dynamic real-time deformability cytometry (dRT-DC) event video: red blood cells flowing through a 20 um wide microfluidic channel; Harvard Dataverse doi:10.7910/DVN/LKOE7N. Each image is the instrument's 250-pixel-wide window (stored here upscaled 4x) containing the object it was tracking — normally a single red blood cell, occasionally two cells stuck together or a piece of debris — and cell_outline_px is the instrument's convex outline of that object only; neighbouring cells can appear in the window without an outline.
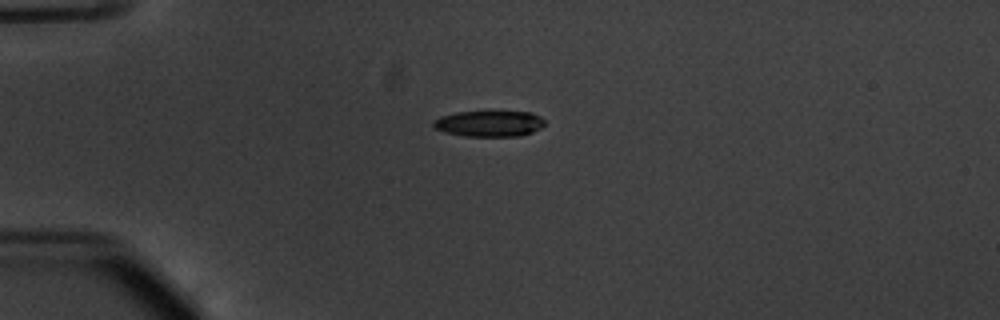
{"species": "common noctule bat (a hibernating species)", "species_latin": "Nyctalus noctula", "temperature_condition": "warm", "stored_images_in_passage": 41, "camera_frame_rate_fps": 3000, "um_per_image_px": 0.085, "animal": {"sex": "male", "body_mass_g": 20.1, "forearm_length_mm": 53.5}, "frame": {"image": 1, "passage_image": 1, "time_ms": 0.0, "image_size_px": [1000, 320], "cell_outline_px": [[544, 124], [540, 128], [532, 132], [520, 136], [464, 136], [444, 132], [436, 128], [432, 124], [432, 120], [440, 116], [456, 112], [532, 112], [540, 116], [544, 120]], "centroid_in_image_um": [41.56, 10.51], "position_along_channel_um": 43.4, "area_um2": 16.82}}
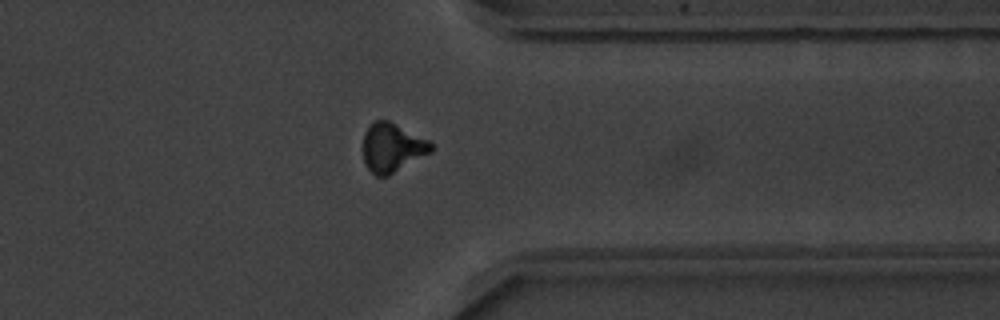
{"frame": {"image": 2, "passage_image": 30, "time_ms": 9.667, "image_size_px": [1000, 320], "cell_outline_px": [[432, 152], [388, 176], [376, 176], [364, 164], [364, 132], [368, 124], [376, 120], [388, 120], [428, 140], [432, 144]], "centroid_in_image_um": [33.32, 12.55], "position_along_channel_um": 378.1, "area_um2": 19.31}}
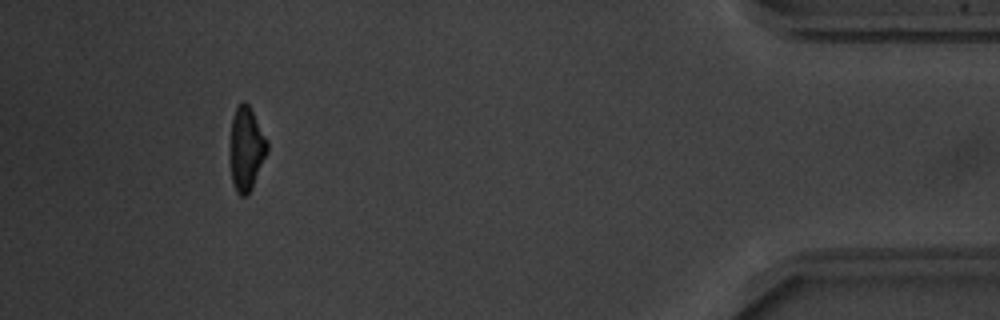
{"frame": {"image": 3, "passage_image": 37, "time_ms": 12.0, "image_size_px": [1000, 320], "cell_outline_px": [[268, 152], [252, 188], [244, 196], [240, 196], [236, 192], [232, 180], [232, 116], [240, 100], [244, 100], [248, 104], [268, 140]], "centroid_in_image_um": [20.98, 12.62], "position_along_channel_um": 414.2, "area_um2": 17.69}, "authors_computed_cell_mechanics": {"area_um2": 18.9584, "velocity_mm_per_s": 3.7987, "shape_relaxation_time_tau1_ms": 2.8085, "shape_relaxation_time_tau2_ms": 5.5679, "deformation_change_tau1": 0.1542, "deformation_change_tau2": 0.1171}}